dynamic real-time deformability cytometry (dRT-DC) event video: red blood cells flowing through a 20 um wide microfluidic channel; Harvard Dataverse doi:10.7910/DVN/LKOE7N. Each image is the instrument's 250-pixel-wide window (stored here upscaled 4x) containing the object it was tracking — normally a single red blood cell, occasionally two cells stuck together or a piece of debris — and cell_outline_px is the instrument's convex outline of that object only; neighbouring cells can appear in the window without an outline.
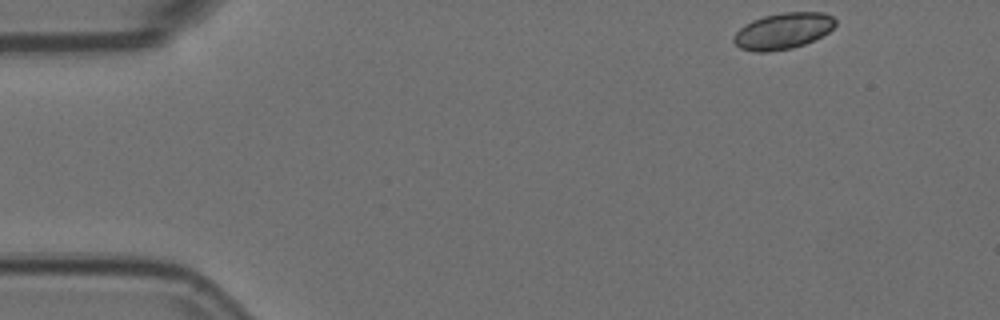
{"species": "Egyptian fruit bat (a non-hibernating species)", "species_latin": "Rousettus aegyptiacus", "temperature_condition": "room temperature", "stored_images_in_passage": 4, "camera_frame_rate_fps": 3000, "um_per_image_px": 0.085, "animal": {"sex": "female"}, "frame": {"image": 1, "passage_image": 1, "time_ms": 0.0, "image_size_px": [1000, 320], "cell_outline_px": [[836, 24], [828, 32], [804, 44], [792, 48], [768, 52], [756, 52], [740, 48], [732, 40], [732, 36], [744, 24], [752, 20], [764, 16], [784, 12], [824, 12], [832, 16], [836, 20]], "centroid_in_image_um": [66.53, 2.63], "position_along_channel_um": 18.5, "area_um2": 21.44}}